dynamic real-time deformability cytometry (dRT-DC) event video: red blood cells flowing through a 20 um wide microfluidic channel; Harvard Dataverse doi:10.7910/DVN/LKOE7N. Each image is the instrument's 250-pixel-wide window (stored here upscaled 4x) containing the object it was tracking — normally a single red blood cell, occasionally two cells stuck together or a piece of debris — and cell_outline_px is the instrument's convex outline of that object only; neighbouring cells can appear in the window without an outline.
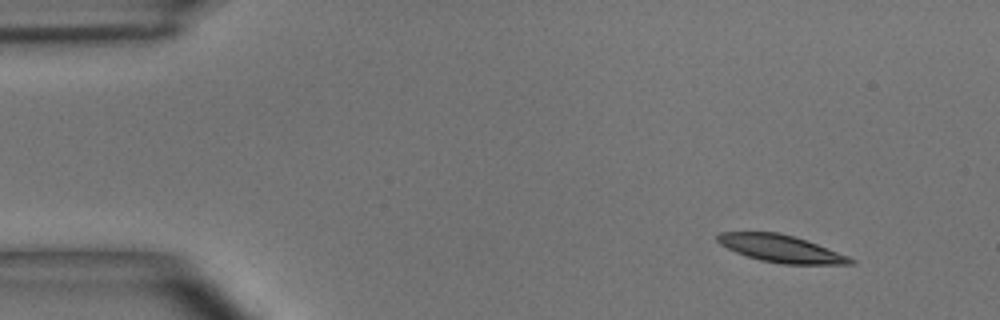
{"species": "common noctule bat (a hibernating species)", "species_latin": "Nyctalus noctula", "temperature_condition": "room temperature", "stored_images_in_passage": 4, "camera_frame_rate_fps": 3000, "um_per_image_px": 0.085, "animal": {"sex": "male", "body_mass_g": 15.6}, "frame": {"image": 1, "passage_image": 1, "time_ms": 0.0, "image_size_px": [1000, 320], "cell_outline_px": [[856, 264], [780, 264], [760, 260], [736, 252], [720, 244], [716, 240], [716, 236], [720, 232], [776, 232], [792, 236], [816, 244], [848, 256], [856, 260]], "centroid_in_image_um": [66.36, 21.14], "position_along_channel_um": 18.6, "area_um2": 20.87}}